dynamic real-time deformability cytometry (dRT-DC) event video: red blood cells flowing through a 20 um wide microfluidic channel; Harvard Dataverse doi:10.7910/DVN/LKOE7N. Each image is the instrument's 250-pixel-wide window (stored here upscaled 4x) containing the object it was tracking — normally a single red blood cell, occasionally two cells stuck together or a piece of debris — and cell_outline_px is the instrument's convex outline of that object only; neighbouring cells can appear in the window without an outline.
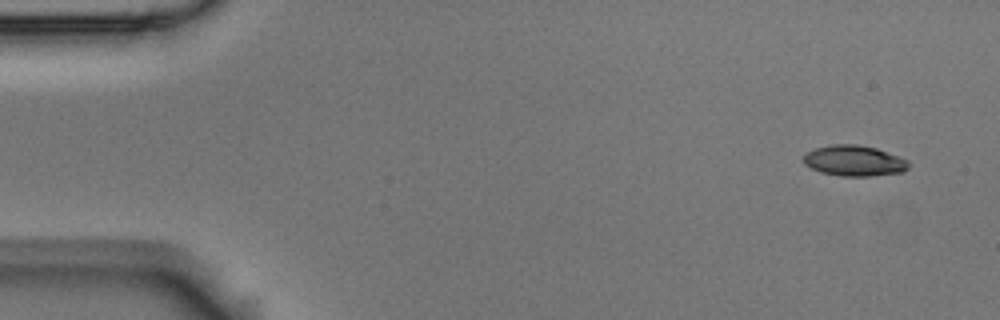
{"species": "Egyptian fruit bat (a non-hibernating species)", "species_latin": "Rousettus aegyptiacus", "temperature_condition": "room temperature", "stored_images_in_passage": 8, "camera_frame_rate_fps": 3000, "um_per_image_px": 0.085, "animal": {"sex": "male"}, "frame": {"image": 1, "passage_image": 1, "time_ms": 0.0, "image_size_px": [1000, 320], "cell_outline_px": [[908, 168], [904, 172], [868, 176], [840, 176], [820, 172], [804, 164], [804, 152], [816, 148], [832, 144], [856, 144], [876, 148], [908, 160]], "centroid_in_image_um": [72.58, 13.66], "position_along_channel_um": 12.4, "area_um2": 18.79}}
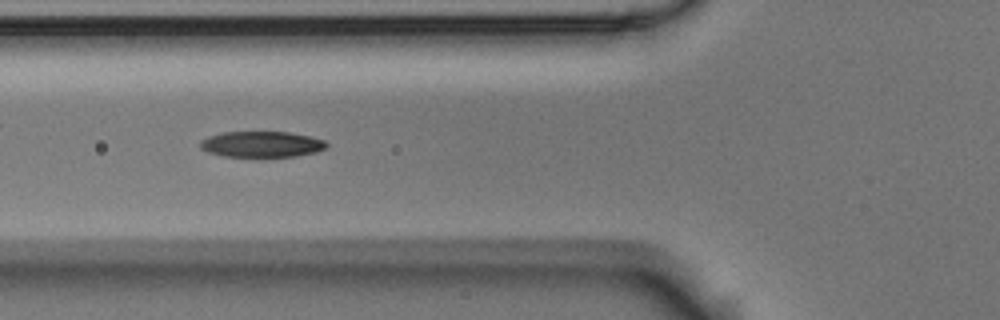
{"frame": {"image": 2, "passage_image": 6, "time_ms": 1.667, "image_size_px": [1000, 320], "cell_outline_px": [[328, 144], [324, 148], [316, 152], [296, 156], [224, 156], [208, 152], [200, 148], [200, 140], [208, 136], [220, 132], [288, 132], [308, 136], [324, 140]], "centroid_in_image_um": [22.2, 12.25], "position_along_channel_um": 103.6, "area_um2": 18.9}}
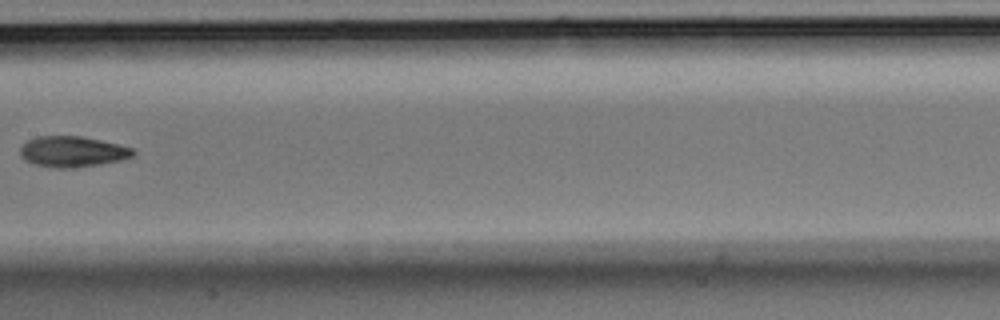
{"frame": {"image": 3, "passage_image": 8, "time_ms": 2.333, "image_size_px": [1000, 320], "cell_outline_px": [[136, 152], [132, 156], [120, 160], [100, 164], [72, 168], [56, 168], [36, 164], [24, 160], [20, 156], [20, 148], [28, 140], [40, 136], [84, 136], [132, 148]], "centroid_in_image_um": [6.14, 12.89], "position_along_channel_um": 201.3, "area_um2": 20.06}}